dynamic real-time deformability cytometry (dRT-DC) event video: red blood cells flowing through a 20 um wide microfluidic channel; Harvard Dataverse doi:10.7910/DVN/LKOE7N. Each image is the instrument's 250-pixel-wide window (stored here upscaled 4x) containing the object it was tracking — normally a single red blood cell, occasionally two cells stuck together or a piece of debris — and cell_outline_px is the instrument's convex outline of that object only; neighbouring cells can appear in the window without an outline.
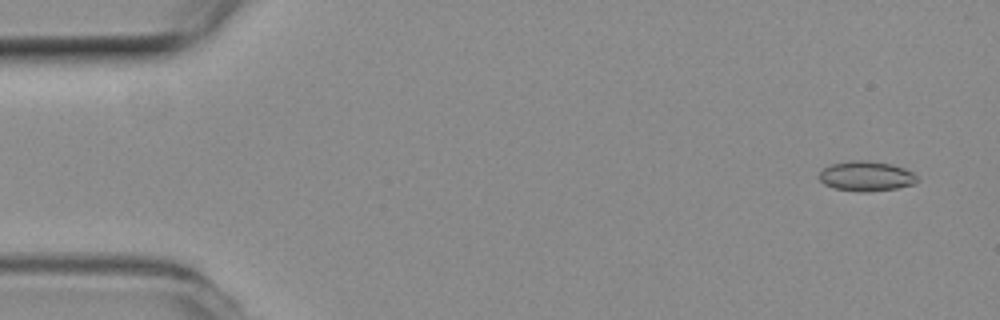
{"species": "common noctule bat (a hibernating species)", "species_latin": "Nyctalus noctula", "temperature_condition": "room temperature", "stored_images_in_passage": 4, "camera_frame_rate_fps": 3000, "um_per_image_px": 0.085, "animal": {"sex": "female", "body_mass_g": 19.3, "forearm_length_mm": 54.1}, "frame": {"image": 1, "passage_image": 1, "time_ms": 0.0, "image_size_px": [1000, 320], "cell_outline_px": [[916, 184], [896, 188], [864, 192], [860, 192], [836, 188], [824, 184], [820, 180], [820, 172], [824, 168], [832, 164], [852, 160], [868, 160], [892, 164], [904, 168], [912, 172], [916, 176]], "centroid_in_image_um": [73.64, 14.96], "position_along_channel_um": 11.4, "area_um2": 16.94}}
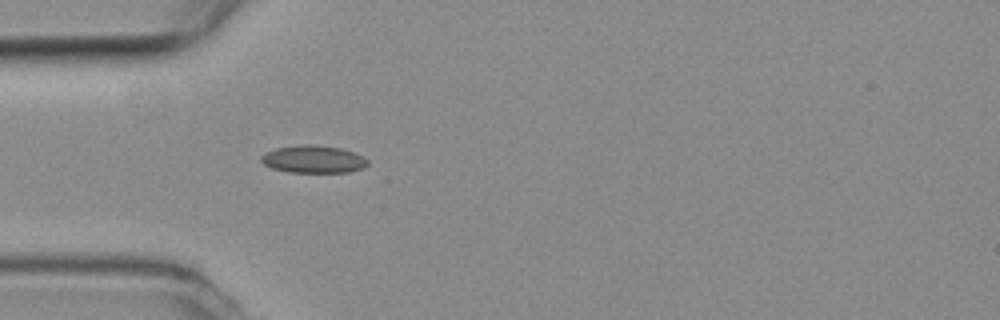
{"frame": {"image": 2, "passage_image": 4, "time_ms": 1.0, "image_size_px": [1000, 320], "cell_outline_px": [[368, 164], [364, 168], [348, 172], [288, 172], [272, 168], [264, 164], [260, 160], [260, 156], [264, 152], [276, 148], [304, 144], [308, 144], [340, 148], [364, 156], [368, 160]], "centroid_in_image_um": [26.62, 13.54], "position_along_channel_um": 58.4, "area_um2": 17.11}}